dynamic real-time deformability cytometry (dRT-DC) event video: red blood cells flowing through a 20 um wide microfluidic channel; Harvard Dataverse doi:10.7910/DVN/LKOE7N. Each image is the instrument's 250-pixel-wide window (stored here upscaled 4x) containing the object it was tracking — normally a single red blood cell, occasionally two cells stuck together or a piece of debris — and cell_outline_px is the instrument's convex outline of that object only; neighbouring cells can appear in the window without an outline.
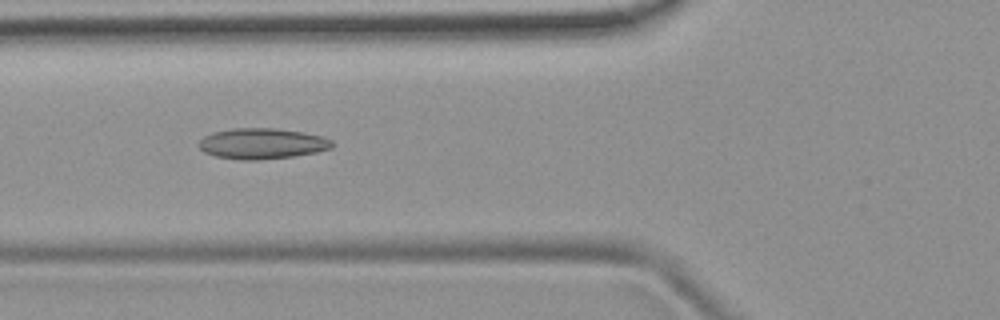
{"species": "common noctule bat (a hibernating species)", "species_latin": "Nyctalus noctula", "temperature_condition": "room temperature", "stored_images_in_passage": 41, "camera_frame_rate_fps": 3000, "um_per_image_px": 0.085, "animal": {"sex": "female", "body_mass_g": 19.9}, "frame": {"image": 1, "passage_image": 9, "time_ms": 2.667, "image_size_px": [1000, 320], "cell_outline_px": [[332, 148], [316, 152], [292, 156], [260, 160], [240, 160], [216, 156], [204, 152], [200, 148], [200, 140], [204, 136], [212, 132], [232, 128], [276, 128], [304, 132], [320, 136], [332, 140]], "centroid_in_image_um": [22.26, 12.2], "position_along_channel_um": 103.5, "area_um2": 23.81}}
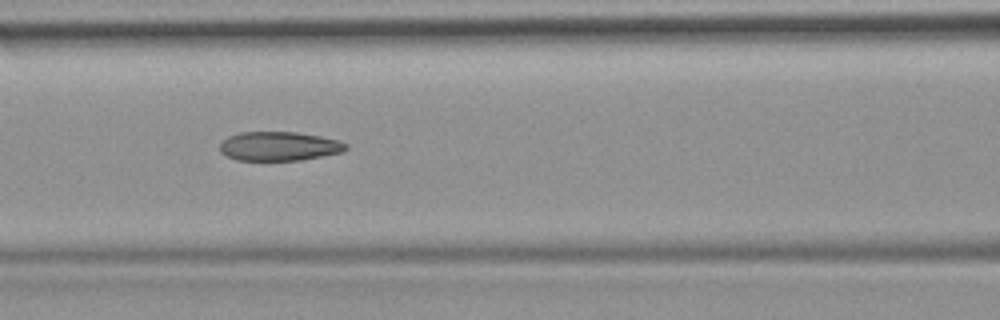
{"frame": {"image": 2, "passage_image": 12, "time_ms": 3.667, "image_size_px": [1000, 320], "cell_outline_px": [[348, 148], [344, 152], [300, 160], [236, 160], [220, 152], [220, 144], [228, 136], [240, 132], [296, 132], [320, 136], [340, 140], [348, 144]], "centroid_in_image_um": [23.76, 12.42], "position_along_channel_um": 142.8, "area_um2": 21.44}}
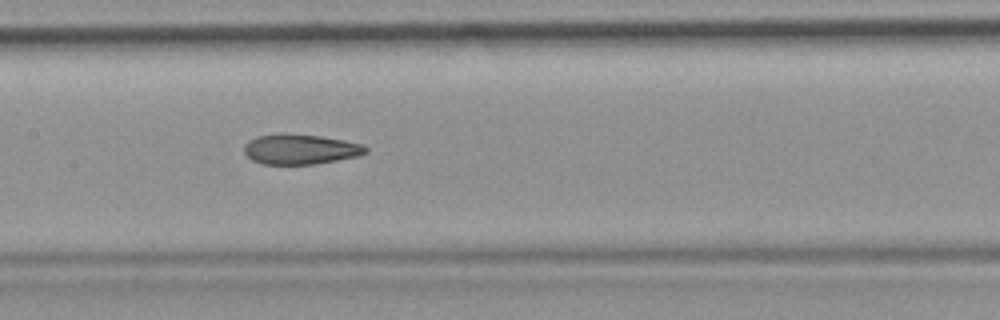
{"frame": {"image": 3, "passage_image": 15, "time_ms": 4.667, "image_size_px": [1000, 320], "cell_outline_px": [[368, 152], [360, 156], [316, 164], [260, 164], [252, 160], [244, 152], [244, 144], [248, 140], [256, 136], [284, 132], [320, 136], [344, 140], [360, 144], [368, 148]], "centroid_in_image_um": [25.51, 12.67], "position_along_channel_um": 181.9, "area_um2": 21.68}, "authors_computed_cell_mechanics": {"area_um2": 21.7906, "velocity_mm_per_s": 3.9072, "shape_relaxation_time_tau1_ms": 8.5133, "shape_relaxation_time_tau2_ms": 2.7535, "deformation_change_tau1": 0.2003, "deformation_change_tau2": 0.1065}}